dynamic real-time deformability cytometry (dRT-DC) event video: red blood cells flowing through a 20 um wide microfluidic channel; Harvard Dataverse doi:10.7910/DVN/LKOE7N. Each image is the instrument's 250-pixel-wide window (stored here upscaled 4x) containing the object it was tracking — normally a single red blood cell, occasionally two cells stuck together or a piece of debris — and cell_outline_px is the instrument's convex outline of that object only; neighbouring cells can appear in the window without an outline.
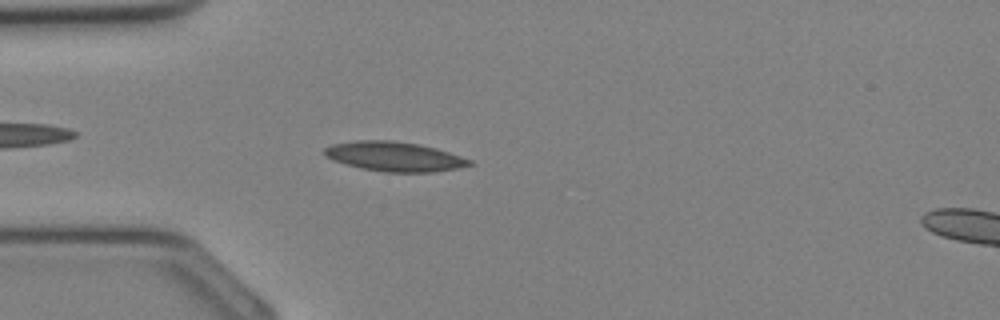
{"species": "Egyptian fruit bat (a non-hibernating species)", "species_latin": "Rousettus aegyptiacus", "temperature_condition": "cold", "stored_images_in_passage": 34, "camera_frame_rate_fps": 3000, "um_per_image_px": 0.085, "animal": {"sex": "female"}, "frame": {"image": 1, "passage_image": 9, "time_ms": 2.667, "image_size_px": [1000, 320], "cell_outline_px": [[476, 164], [460, 168], [432, 172], [384, 172], [360, 168], [344, 164], [332, 160], [324, 156], [324, 148], [332, 144], [356, 140], [392, 140], [420, 144], [436, 148], [472, 160]], "centroid_in_image_um": [33.52, 13.3], "position_along_channel_um": 51.5, "area_um2": 25.26}}
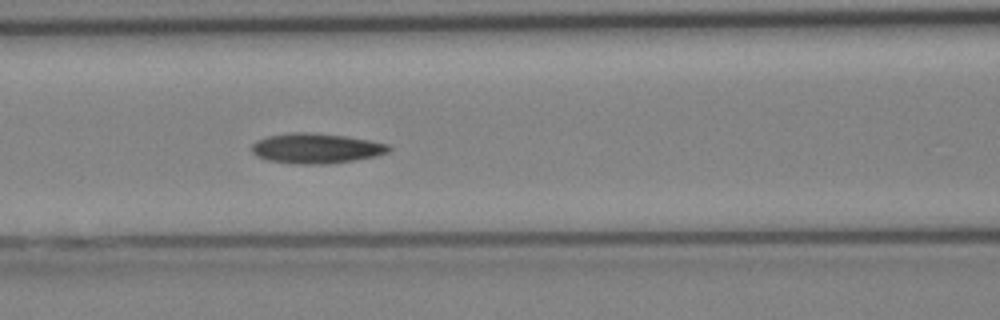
{"frame": {"image": 2, "passage_image": 14, "time_ms": 4.333, "image_size_px": [1000, 320], "cell_outline_px": [[392, 148], [388, 152], [376, 156], [352, 160], [324, 164], [296, 164], [268, 160], [256, 156], [252, 152], [252, 144], [256, 140], [268, 136], [292, 132], [312, 132], [344, 136], [368, 140], [388, 144]], "centroid_in_image_um": [26.84, 12.6], "position_along_channel_um": 139.8, "area_um2": 23.93}}
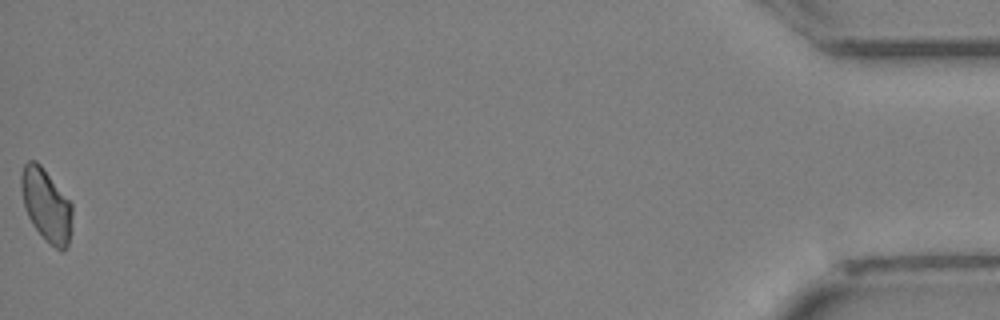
{"frame": {"image": 3, "passage_image": 34, "time_ms": 11.0, "image_size_px": [1000, 320], "cell_outline_px": [[72, 232], [68, 244], [64, 252], [60, 252], [32, 224], [24, 208], [20, 188], [20, 176], [24, 164], [28, 160], [36, 160], [40, 164], [72, 204]], "centroid_in_image_um": [3.93, 17.43], "position_along_channel_um": 431.3, "area_um2": 21.62}}